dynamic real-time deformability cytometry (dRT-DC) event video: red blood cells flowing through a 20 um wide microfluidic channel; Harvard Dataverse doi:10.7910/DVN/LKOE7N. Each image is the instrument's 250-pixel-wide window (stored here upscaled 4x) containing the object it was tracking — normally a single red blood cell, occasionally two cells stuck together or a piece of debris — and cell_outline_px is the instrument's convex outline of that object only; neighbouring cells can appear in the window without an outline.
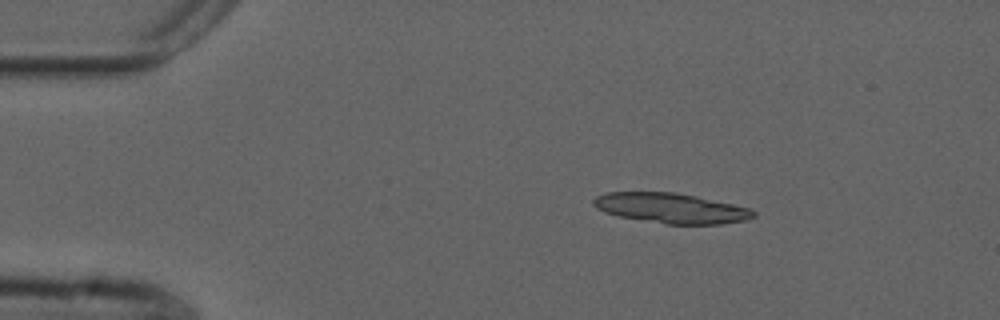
{"species": "common noctule bat (a hibernating species)", "species_latin": "Nyctalus noctula", "temperature_condition": "cold", "stored_images_in_passage": 4, "camera_frame_rate_fps": 3000, "um_per_image_px": 0.085, "animal": {"sex": "male", "forearm_length_mm": 52.5}, "frame": {"image": 1, "passage_image": 2, "time_ms": 0.333, "image_size_px": [1000, 320], "cell_outline_px": [[756, 216], [748, 220], [720, 224], [664, 224], [620, 216], [604, 212], [596, 208], [592, 204], [592, 200], [596, 196], [608, 192], [676, 192], [696, 196], [732, 204], [748, 208], [756, 212]], "centroid_in_image_um": [57.03, 17.69], "position_along_channel_um": 28.0, "area_um2": 28.03}}